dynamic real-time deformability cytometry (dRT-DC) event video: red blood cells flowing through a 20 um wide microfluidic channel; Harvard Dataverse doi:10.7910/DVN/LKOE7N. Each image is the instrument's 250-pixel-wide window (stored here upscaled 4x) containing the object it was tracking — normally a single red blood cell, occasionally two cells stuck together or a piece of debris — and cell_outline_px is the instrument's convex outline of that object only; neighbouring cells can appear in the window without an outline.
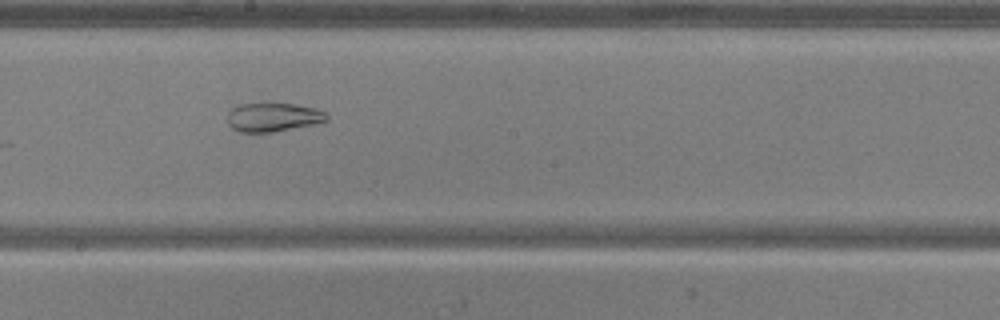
{"species": "common noctule bat (a hibernating species)", "species_latin": "Nyctalus noctula", "temperature_condition": "warm", "stored_images_in_passage": 52, "segment_of_instrument_passage": [2, 2], "camera_frame_rate_fps": 3000, "um_per_image_px": 0.085, "animal": {"sex": "male", "body_mass_g": 20.5, "forearm_length_mm": 52.5}, "frame": {"image": 1, "passage_image": 28, "time_ms": 9.0, "image_size_px": [1000, 320], "cell_outline_px": [[328, 120], [312, 124], [272, 132], [240, 132], [232, 128], [228, 124], [228, 112], [232, 108], [240, 104], [296, 104], [316, 108], [324, 112], [328, 116]], "centroid_in_image_um": [23.2, 9.96], "position_along_channel_um": 225.0, "area_um2": 16.42}}
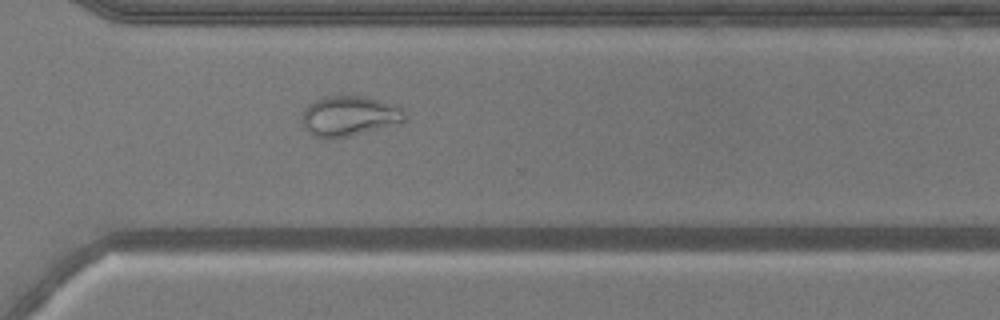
{"frame": {"image": 2, "passage_image": 37, "time_ms": 12.0, "image_size_px": [1000, 320], "cell_outline_px": [[408, 120], [404, 124], [332, 140], [328, 140], [316, 136], [308, 132], [304, 124], [304, 108], [308, 104], [324, 96], [364, 96], [400, 104], [404, 108], [408, 116]], "centroid_in_image_um": [29.84, 9.87], "position_along_channel_um": 340.8, "area_um2": 24.97}}
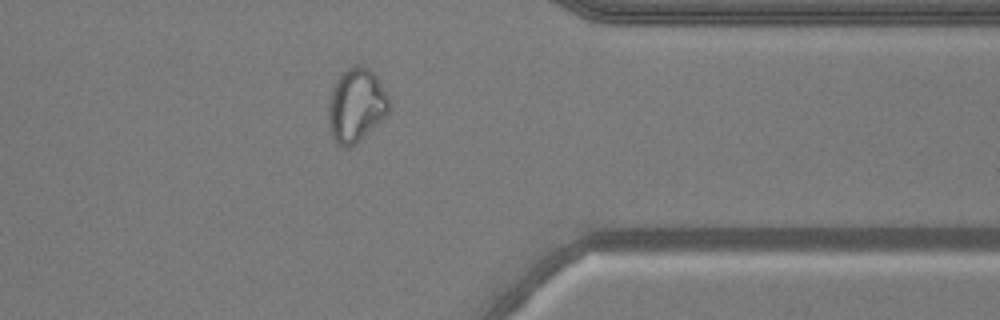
{"frame": {"image": 3, "passage_image": 41, "time_ms": 13.333, "image_size_px": [1000, 320], "cell_outline_px": [[392, 104], [388, 112], [380, 120], [348, 148], [344, 148], [336, 144], [332, 136], [328, 120], [328, 104], [332, 88], [340, 72], [356, 64], [360, 64], [368, 68], [376, 76], [388, 96]], "centroid_in_image_um": [30.25, 8.9], "position_along_channel_um": 381.2, "area_um2": 25.84}}